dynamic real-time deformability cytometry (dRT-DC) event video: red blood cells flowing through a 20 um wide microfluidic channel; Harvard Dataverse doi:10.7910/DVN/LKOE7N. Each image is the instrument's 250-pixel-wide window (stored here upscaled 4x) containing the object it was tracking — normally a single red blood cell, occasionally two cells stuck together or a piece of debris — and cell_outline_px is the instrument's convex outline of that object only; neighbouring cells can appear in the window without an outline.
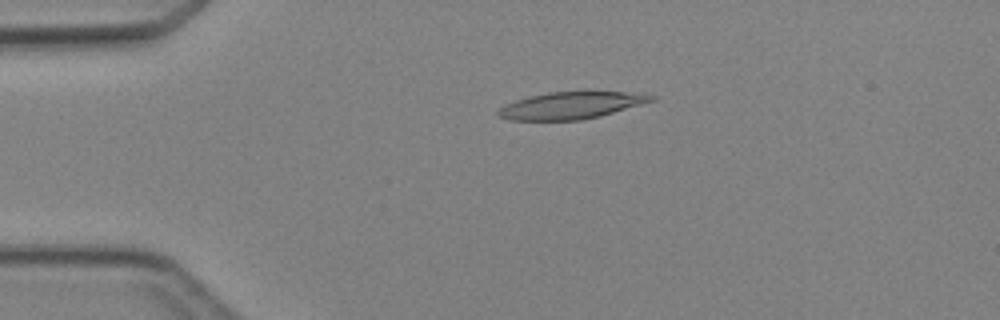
{"species": "Egyptian fruit bat (a non-hibernating species)", "species_latin": "Rousettus aegyptiacus", "temperature_condition": "cold", "stored_images_in_passage": 2, "camera_frame_rate_fps": 3000, "um_per_image_px": 0.085, "animal": {"sex": "female"}, "frame": {"image": 1, "passage_image": 1, "time_ms": 0.0, "image_size_px": [1000, 320], "cell_outline_px": [[656, 100], [600, 116], [580, 120], [508, 120], [500, 116], [496, 112], [504, 104], [528, 96], [548, 92], [624, 92], [656, 96]], "centroid_in_image_um": [48.5, 8.96], "position_along_channel_um": 36.5, "area_um2": 23.87}}